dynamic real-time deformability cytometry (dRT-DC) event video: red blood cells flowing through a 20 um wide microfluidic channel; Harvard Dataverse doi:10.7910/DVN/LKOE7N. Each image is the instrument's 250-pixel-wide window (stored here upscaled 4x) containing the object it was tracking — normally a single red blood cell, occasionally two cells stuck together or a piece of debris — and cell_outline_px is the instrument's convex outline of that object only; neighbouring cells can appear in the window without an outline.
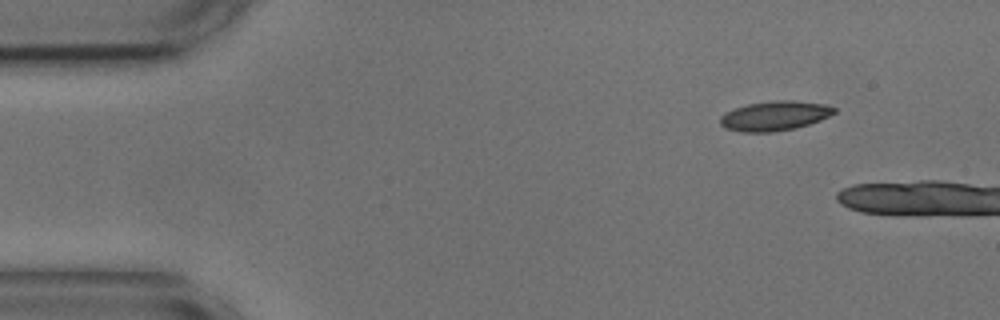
{"species": "common noctule bat (a hibernating species)", "species_latin": "Nyctalus noctula", "temperature_condition": "cold", "stored_images_in_passage": 5, "camera_frame_rate_fps": 3000, "um_per_image_px": 0.085, "animal": {"sex": "male", "body_mass_g": 17.9, "forearm_length_mm": 54.2}, "frame": {"image": 1, "passage_image": 1, "time_ms": 0.0, "image_size_px": [1000, 320], "cell_outline_px": [[836, 112], [820, 120], [796, 128], [772, 132], [740, 132], [724, 128], [720, 124], [720, 116], [724, 112], [748, 104], [776, 100], [792, 100], [824, 104], [836, 108]], "centroid_in_image_um": [65.82, 9.85], "position_along_channel_um": 19.2, "area_um2": 19.65}}